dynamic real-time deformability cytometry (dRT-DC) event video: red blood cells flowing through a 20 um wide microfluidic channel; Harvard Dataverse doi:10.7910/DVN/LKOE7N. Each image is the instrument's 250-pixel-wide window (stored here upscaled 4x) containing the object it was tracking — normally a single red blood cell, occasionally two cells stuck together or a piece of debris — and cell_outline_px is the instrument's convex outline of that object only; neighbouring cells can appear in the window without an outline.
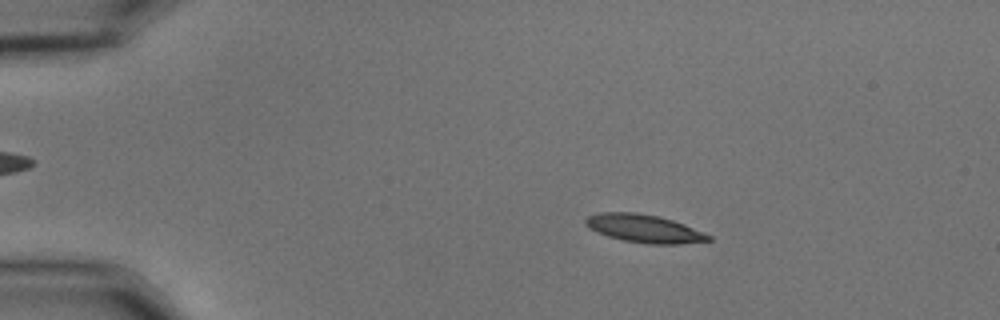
{"species": "common noctule bat (a hibernating species)", "species_latin": "Nyctalus noctula", "temperature_condition": "cold", "stored_images_in_passage": 53, "camera_frame_rate_fps": 3000, "um_per_image_px": 0.085, "animal": {"sex": "male", "body_mass_g": 15.6}, "frame": {"image": 1, "passage_image": 8, "time_ms": 2.333, "image_size_px": [1000, 320], "cell_outline_px": [[712, 240], [680, 244], [648, 244], [624, 240], [608, 236], [588, 228], [584, 224], [584, 220], [588, 216], [600, 212], [636, 212], [660, 216], [684, 224], [704, 232], [712, 236]], "centroid_in_image_um": [54.76, 19.42], "position_along_channel_um": 30.2, "area_um2": 20.17}}
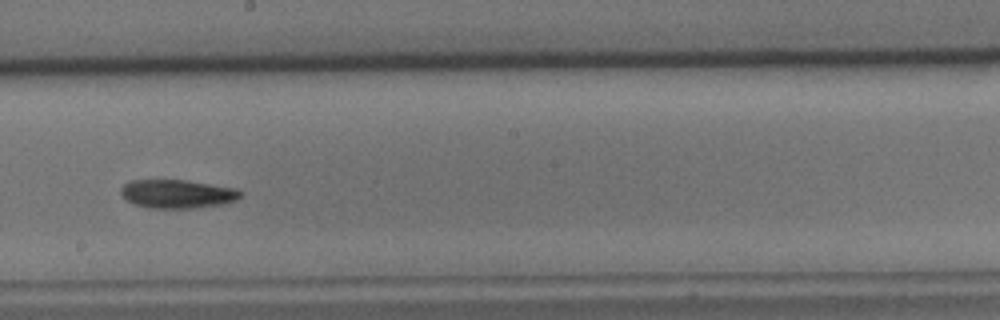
{"frame": {"image": 2, "passage_image": 30, "time_ms": 9.667, "image_size_px": [1000, 320], "cell_outline_px": [[240, 196], [236, 200], [224, 204], [196, 208], [148, 208], [136, 204], [128, 200], [120, 192], [120, 188], [128, 180], [184, 180], [236, 188], [240, 192]], "centroid_in_image_um": [15.06, 16.48], "position_along_channel_um": 233.1, "area_um2": 19.83}}
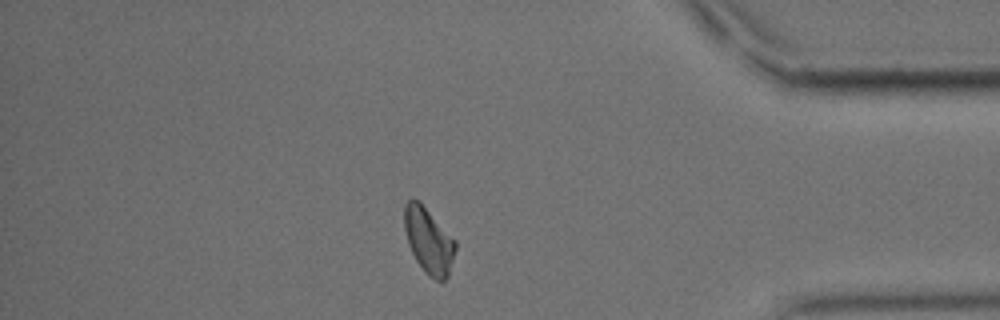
{"frame": {"image": 3, "passage_image": 46, "time_ms": 15.0, "image_size_px": [1000, 320], "cell_outline_px": [[456, 248], [448, 276], [444, 280], [436, 280], [428, 276], [424, 272], [416, 260], [408, 244], [404, 228], [404, 204], [412, 196], [456, 240]], "centroid_in_image_um": [36.42, 20.48], "position_along_channel_um": 398.8, "area_um2": 19.25}, "authors_computed_cell_mechanics": {"area_um2": 19.5942, "velocity_mm_per_s": 3.6286, "shape_relaxation_time_tau1_ms": 5.7176, "shape_relaxation_time_tau2_ms": 7.269, "deformation_change_tau1": 0.1491, "deformation_change_tau2": 0.1515}}